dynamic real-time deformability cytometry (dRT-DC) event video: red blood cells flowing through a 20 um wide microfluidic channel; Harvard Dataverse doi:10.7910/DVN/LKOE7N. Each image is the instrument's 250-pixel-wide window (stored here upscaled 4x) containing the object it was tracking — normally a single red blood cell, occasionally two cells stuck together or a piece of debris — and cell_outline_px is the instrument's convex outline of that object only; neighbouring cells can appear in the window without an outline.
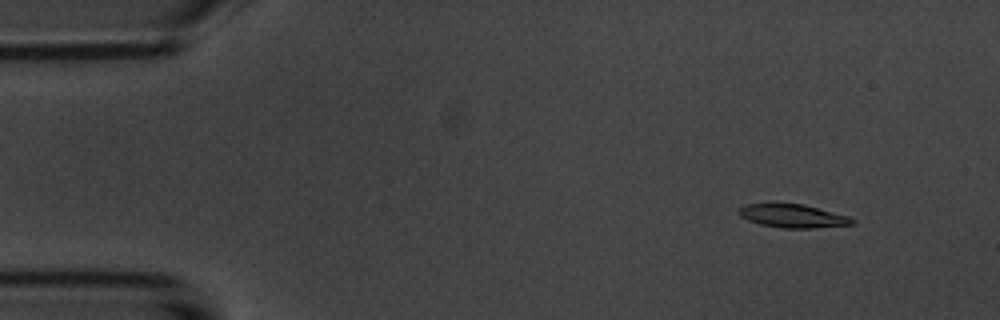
{"species": "common noctule bat (a hibernating species)", "species_latin": "Nyctalus noctula", "temperature_condition": "room temperature", "stored_images_in_passage": 6, "camera_frame_rate_fps": 3000, "um_per_image_px": 0.085, "animal": {"sex": "male", "body_mass_g": 20.1, "forearm_length_mm": 53.5}, "frame": {"image": 1, "passage_image": 2, "time_ms": 1.0, "image_size_px": [1000, 320], "cell_outline_px": [[856, 220], [852, 224], [812, 228], [780, 228], [760, 224], [748, 220], [740, 216], [736, 212], [744, 204], [804, 204], [848, 216]], "centroid_in_image_um": [67.36, 18.36], "position_along_channel_um": 17.6, "area_um2": 15.32}}
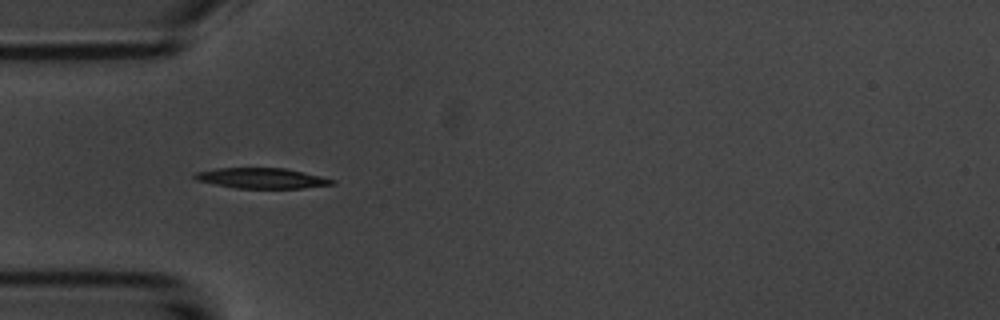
{"frame": {"image": 2, "passage_image": 5, "time_ms": 4.667, "image_size_px": [1000, 320], "cell_outline_px": [[336, 184], [300, 188], [236, 188], [196, 180], [192, 176], [196, 172], [216, 168], [284, 168], [304, 172], [336, 180]], "centroid_in_image_um": [22.25, 15.14], "position_along_channel_um": 62.7, "area_um2": 16.24}}